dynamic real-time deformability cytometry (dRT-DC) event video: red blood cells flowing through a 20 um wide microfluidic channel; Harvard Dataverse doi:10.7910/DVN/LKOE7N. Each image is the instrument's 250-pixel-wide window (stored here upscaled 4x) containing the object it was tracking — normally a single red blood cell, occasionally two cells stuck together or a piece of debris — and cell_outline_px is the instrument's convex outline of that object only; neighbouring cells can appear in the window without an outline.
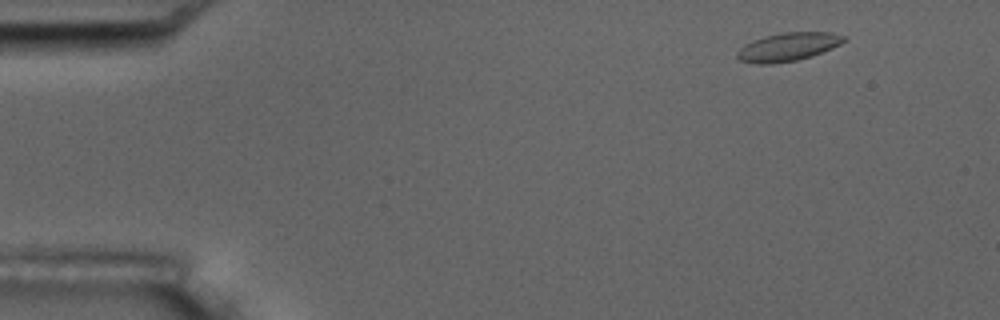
{"species": "common noctule bat (a hibernating species)", "species_latin": "Nyctalus noctula", "temperature_condition": "room temperature", "stored_images_in_passage": 14, "camera_frame_rate_fps": 3000, "um_per_image_px": 0.085, "animal": {"sex": "male", "body_mass_g": 17.5, "forearm_length_mm": 52.3}, "frame": {"image": 1, "passage_image": 1, "time_ms": 0.0, "image_size_px": [1000, 320], "cell_outline_px": [[848, 40], [832, 48], [812, 56], [796, 60], [772, 64], [756, 64], [740, 60], [736, 56], [736, 52], [744, 44], [752, 40], [764, 36], [784, 32], [828, 32], [848, 36]], "centroid_in_image_um": [66.99, 3.98], "position_along_channel_um": 18.0, "area_um2": 17.8}}
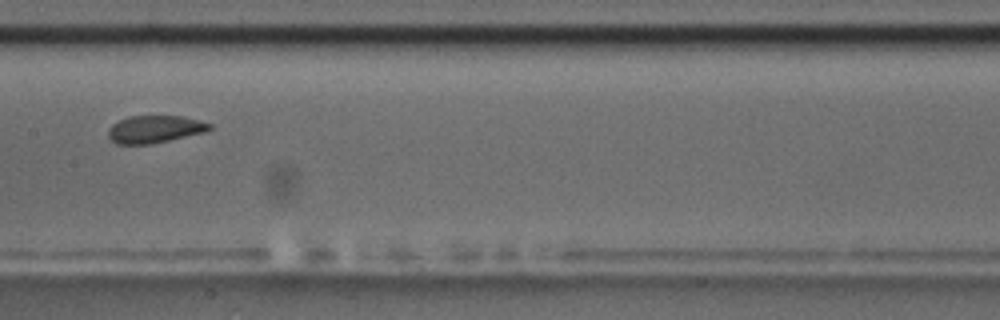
{"frame": {"image": 2, "passage_image": 7, "time_ms": 7.667, "image_size_px": [1000, 320], "cell_outline_px": [[212, 128], [204, 132], [152, 144], [116, 144], [108, 136], [108, 128], [112, 124], [128, 116], [184, 116], [212, 124]], "centroid_in_image_um": [13.14, 10.98], "position_along_channel_um": 194.3, "area_um2": 16.18}}
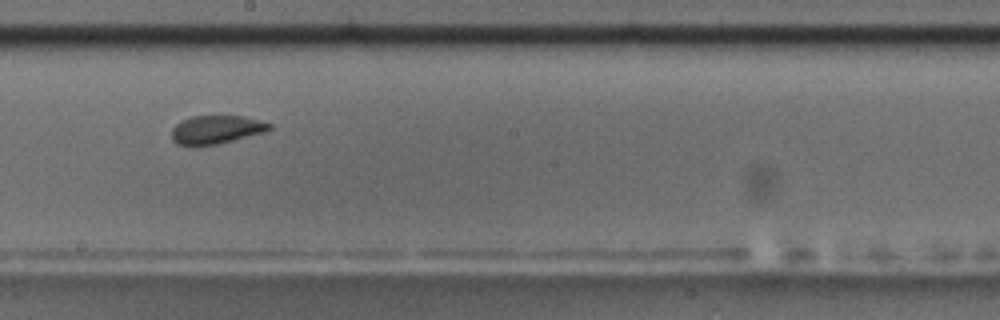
{"frame": {"image": 3, "passage_image": 8, "time_ms": 8.667, "image_size_px": [1000, 320], "cell_outline_px": [[272, 128], [268, 132], [220, 144], [192, 148], [188, 148], [176, 144], [172, 140], [172, 128], [180, 120], [192, 116], [244, 116], [272, 124]], "centroid_in_image_um": [18.36, 11.06], "position_along_channel_um": 229.8, "area_um2": 16.94}, "authors_computed_cell_mechanics": {"area_um2": 16.9932, "velocity_mm_per_s": 3.5789, "shape_relaxation_time_tau1_ms": 6.0129, "shape_relaxation_time_tau2_ms": 1.4162, "deformation_change_tau1": 0.1385, "deformation_change_tau2": 0.0711}}